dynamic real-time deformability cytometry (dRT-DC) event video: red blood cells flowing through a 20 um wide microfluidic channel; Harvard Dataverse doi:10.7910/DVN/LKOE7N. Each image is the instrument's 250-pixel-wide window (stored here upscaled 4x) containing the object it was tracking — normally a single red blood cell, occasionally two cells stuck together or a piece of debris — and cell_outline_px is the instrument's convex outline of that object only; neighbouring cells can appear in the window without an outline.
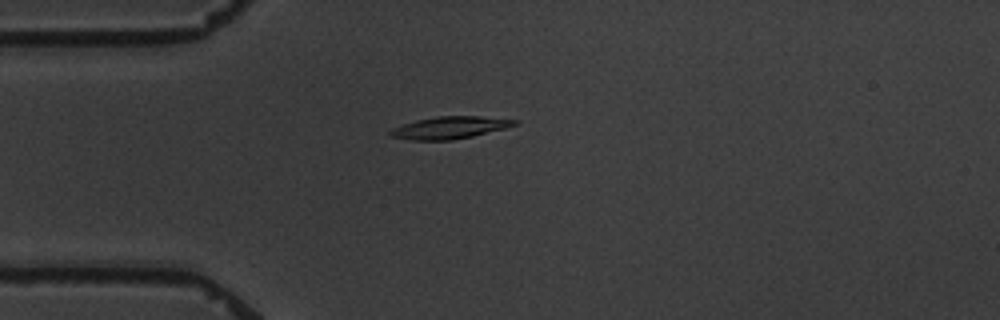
{"species": "common noctule bat (a hibernating species)", "species_latin": "Nyctalus noctula", "temperature_condition": "warm", "stored_images_in_passage": 4, "camera_frame_rate_fps": 3000, "um_per_image_px": 0.085, "animal": {"sex": "male", "body_mass_g": 19.5, "forearm_length_mm": 54.6}, "frame": {"image": 1, "passage_image": 4, "time_ms": 4.333, "image_size_px": [1000, 320], "cell_outline_px": [[520, 120], [516, 124], [504, 128], [472, 136], [452, 140], [412, 140], [392, 136], [388, 132], [392, 128], [416, 120], [436, 116], [480, 116]], "centroid_in_image_um": [38.22, 10.84], "position_along_channel_um": 46.8, "area_um2": 15.9}}